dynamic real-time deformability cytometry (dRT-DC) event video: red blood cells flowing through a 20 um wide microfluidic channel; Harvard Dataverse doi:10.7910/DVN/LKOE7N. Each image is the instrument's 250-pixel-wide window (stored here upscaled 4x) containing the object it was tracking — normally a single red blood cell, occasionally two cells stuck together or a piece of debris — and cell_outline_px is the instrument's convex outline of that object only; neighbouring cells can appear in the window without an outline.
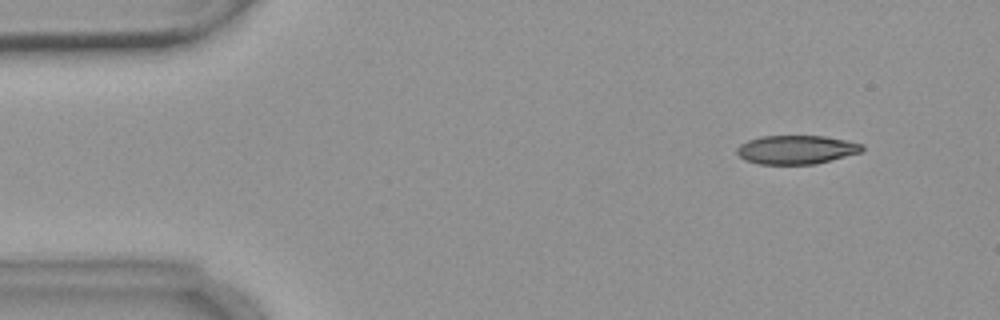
{"species": "common noctule bat (a hibernating species)", "species_latin": "Nyctalus noctula", "temperature_condition": "warm", "stored_images_in_passage": 3, "camera_frame_rate_fps": 3000, "um_per_image_px": 0.085, "animal": {"sex": "female", "body_mass_g": 18.4}, "frame": {"image": 1, "passage_image": 3, "time_ms": 3.333, "image_size_px": [1000, 320], "cell_outline_px": [[864, 148], [860, 152], [816, 164], [760, 164], [744, 160], [736, 152], [736, 148], [740, 144], [748, 140], [760, 136], [824, 136], [864, 144]], "centroid_in_image_um": [67.66, 12.72], "position_along_channel_um": 17.3, "area_um2": 20.92}}